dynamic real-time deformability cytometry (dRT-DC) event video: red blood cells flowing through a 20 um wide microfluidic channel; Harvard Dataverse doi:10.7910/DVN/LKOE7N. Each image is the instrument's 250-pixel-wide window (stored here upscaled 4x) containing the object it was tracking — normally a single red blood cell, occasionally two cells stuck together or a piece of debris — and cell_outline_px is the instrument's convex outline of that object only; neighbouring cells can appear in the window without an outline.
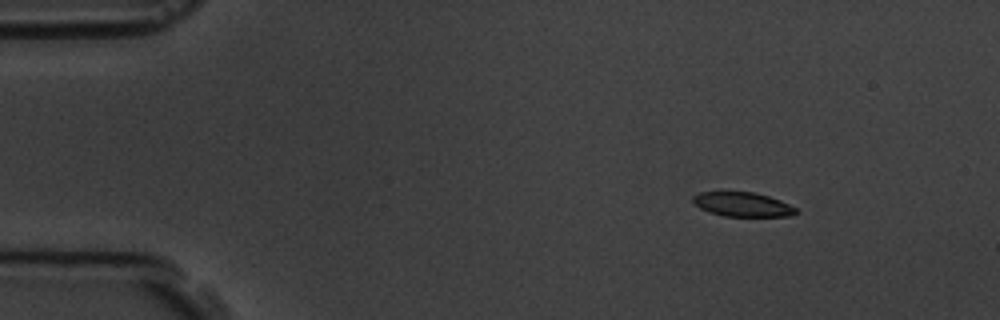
{"species": "common noctule bat (a hibernating species)", "species_latin": "Nyctalus noctula", "temperature_condition": "room temperature", "stored_images_in_passage": 9, "camera_frame_rate_fps": 3000, "um_per_image_px": 0.085, "animal": {"sex": "male", "body_mass_g": 19.5, "forearm_length_mm": 54.6}, "frame": {"image": 1, "passage_image": 1, "time_ms": 0.0, "image_size_px": [1000, 320], "cell_outline_px": [[796, 212], [792, 216], [724, 216], [708, 212], [700, 208], [692, 200], [692, 196], [700, 192], [756, 192], [780, 200], [796, 208]], "centroid_in_image_um": [63.1, 17.37], "position_along_channel_um": 21.9, "area_um2": 14.51}}
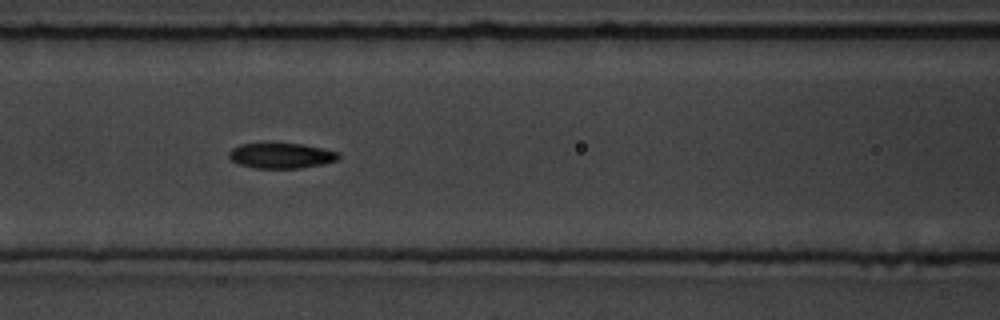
{"frame": {"image": 2, "passage_image": 6, "time_ms": 5.667, "image_size_px": [1000, 320], "cell_outline_px": [[340, 156], [336, 160], [324, 164], [300, 168], [256, 168], [240, 164], [232, 160], [228, 156], [228, 152], [232, 148], [240, 144], [268, 140], [304, 144], [324, 148], [340, 152]], "centroid_in_image_um": [23.89, 13.17], "position_along_channel_um": 142.7, "area_um2": 17.05}}